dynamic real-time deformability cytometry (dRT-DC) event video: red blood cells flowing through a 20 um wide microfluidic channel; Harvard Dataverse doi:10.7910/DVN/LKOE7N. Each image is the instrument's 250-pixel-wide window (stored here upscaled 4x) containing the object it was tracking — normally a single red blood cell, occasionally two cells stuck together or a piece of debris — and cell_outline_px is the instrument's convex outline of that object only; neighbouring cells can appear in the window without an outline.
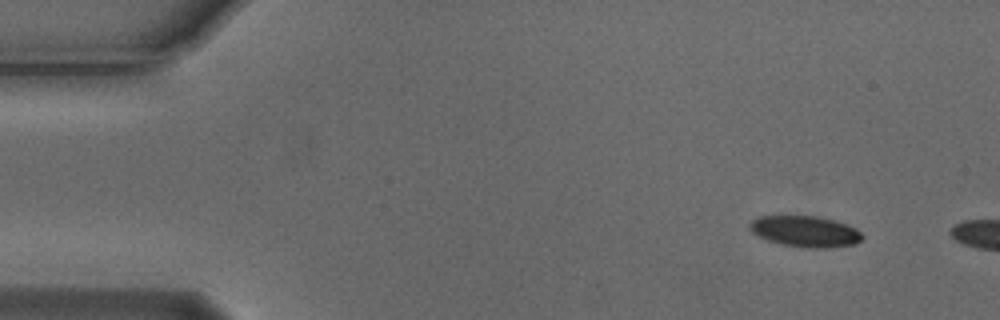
{"species": "Egyptian fruit bat (a non-hibernating species)", "species_latin": "Rousettus aegyptiacus", "temperature_condition": "cold", "stored_images_in_passage": 2, "camera_frame_rate_fps": 3000, "um_per_image_px": 0.085, "animal": {"sex": "male"}, "frame": {"image": 1, "passage_image": 2, "time_ms": 0.333, "image_size_px": [1000, 320], "cell_outline_px": [[864, 236], [856, 244], [828, 248], [804, 248], [784, 244], [768, 240], [756, 236], [748, 228], [748, 224], [752, 220], [760, 216], [816, 216], [832, 220], [856, 228]], "centroid_in_image_um": [68.42, 19.68], "position_along_channel_um": 16.6, "area_um2": 20.35}}